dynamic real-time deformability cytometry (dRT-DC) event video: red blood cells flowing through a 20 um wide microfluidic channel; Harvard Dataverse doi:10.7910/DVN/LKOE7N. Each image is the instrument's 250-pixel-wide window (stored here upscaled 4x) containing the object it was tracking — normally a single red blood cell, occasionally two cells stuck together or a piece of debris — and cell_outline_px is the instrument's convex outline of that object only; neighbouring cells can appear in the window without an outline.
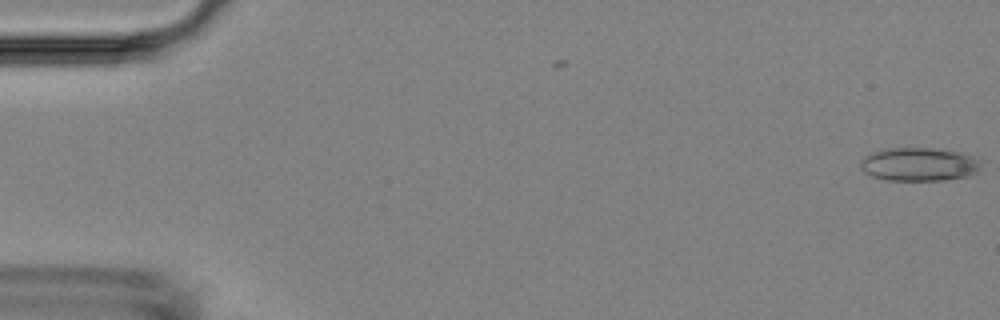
{"species": "Egyptian fruit bat (a non-hibernating species)", "species_latin": "Rousettus aegyptiacus", "temperature_condition": "room temperature", "stored_images_in_passage": 3, "camera_frame_rate_fps": 3000, "um_per_image_px": 0.085, "animal": {"sex": "female"}, "frame": {"image": 1, "passage_image": 3, "time_ms": 0.667, "image_size_px": [1000, 320], "cell_outline_px": [[980, 164], [976, 172], [968, 176], [944, 180], [888, 180], [872, 176], [864, 172], [860, 168], [860, 160], [864, 156], [872, 152], [888, 148], [932, 148], [960, 152], [972, 156], [980, 160]], "centroid_in_image_um": [78.08, 13.96], "position_along_channel_um": 6.9, "area_um2": 23.47}}